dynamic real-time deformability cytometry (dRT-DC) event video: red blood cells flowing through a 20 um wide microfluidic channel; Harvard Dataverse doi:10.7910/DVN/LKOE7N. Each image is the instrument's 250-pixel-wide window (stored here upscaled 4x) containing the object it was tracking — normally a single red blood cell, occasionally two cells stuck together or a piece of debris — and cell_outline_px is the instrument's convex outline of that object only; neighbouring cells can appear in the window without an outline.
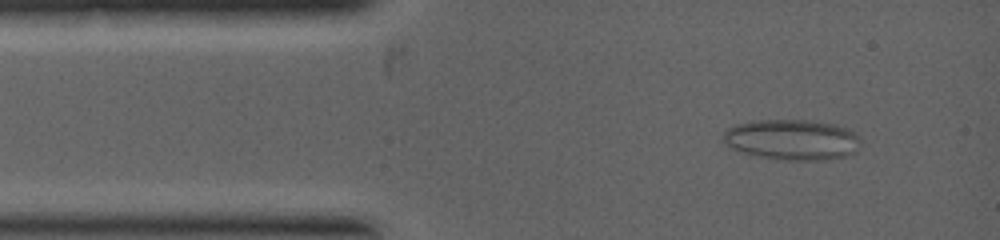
{"species": "common noctule bat (a hibernating species)", "species_latin": "Nyctalus noctula", "temperature_condition": "warm", "stored_images_in_passage": 15, "camera_frame_rate_fps": 5000, "um_per_image_px": 0.085, "animal": {"sex": "female", "body_mass_g": 19.0, "forearm_length_mm": 53.3}, "frame": {"image": 1, "passage_image": 1, "time_ms": 0.0, "image_size_px": [1000, 240], "cell_outline_px": [[860, 140], [856, 152], [844, 156], [828, 160], [784, 160], [736, 152], [724, 144], [720, 140], [724, 132], [728, 128], [736, 124], [752, 120], [808, 120], [836, 124], [848, 128], [856, 132], [860, 136]], "centroid_in_image_um": [67.3, 11.87], "position_along_channel_um": 17.7, "area_um2": 33.12}}
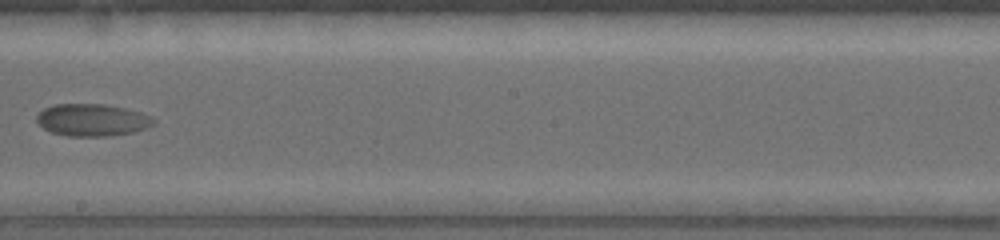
{"frame": {"image": 2, "passage_image": 9, "time_ms": 4.0, "image_size_px": [1000, 240], "cell_outline_px": [[156, 120], [152, 124], [144, 128], [132, 132], [108, 136], [68, 136], [52, 132], [44, 128], [36, 120], [36, 116], [44, 108], [52, 104], [104, 104], [128, 108], [152, 116]], "centroid_in_image_um": [7.83, 10.18], "position_along_channel_um": 240.4, "area_um2": 21.91}}
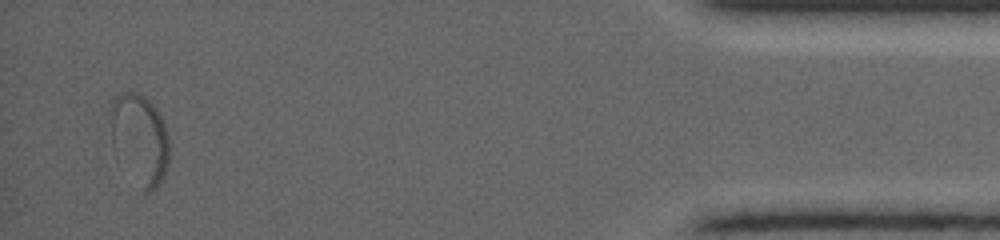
{"frame": {"image": 3, "passage_image": 15, "time_ms": 8.0, "image_size_px": [1000, 240], "cell_outline_px": [[168, 164], [164, 176], [148, 192], [144, 192], [112, 148], [112, 100], [120, 92], [136, 92], [144, 96], [156, 108], [164, 124], [168, 136]], "centroid_in_image_um": [11.88, 11.77], "position_along_channel_um": 423.3, "area_um2": 30.11}}